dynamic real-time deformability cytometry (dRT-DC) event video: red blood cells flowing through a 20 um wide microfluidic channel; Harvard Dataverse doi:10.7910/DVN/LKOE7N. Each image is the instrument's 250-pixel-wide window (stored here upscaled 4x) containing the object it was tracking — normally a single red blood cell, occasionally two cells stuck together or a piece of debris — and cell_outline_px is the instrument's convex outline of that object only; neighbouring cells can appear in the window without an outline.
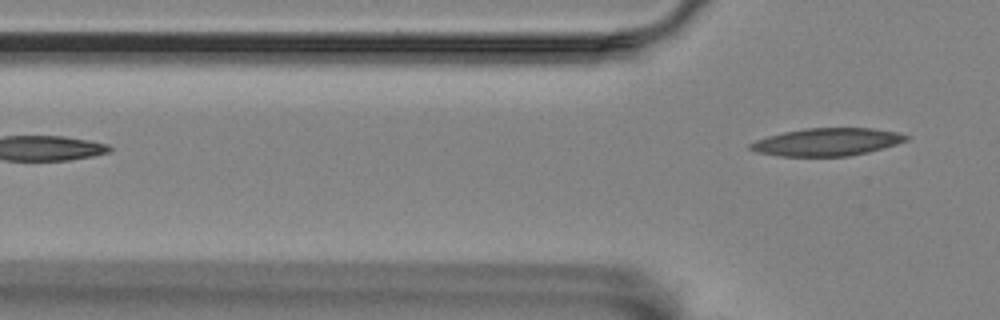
{"species": "Egyptian fruit bat (a non-hibernating species)", "species_latin": "Rousettus aegyptiacus", "temperature_condition": "room temperature", "stored_images_in_passage": 2, "camera_frame_rate_fps": 3000, "um_per_image_px": 0.085, "animal": {"sex": "female"}, "frame": {"image": 1, "passage_image": 2, "time_ms": 1.333, "image_size_px": [1000, 320], "cell_outline_px": [[912, 136], [908, 140], [884, 148], [868, 152], [848, 156], [780, 156], [756, 152], [748, 148], [748, 144], [756, 140], [768, 136], [784, 132], [804, 128], [872, 128], [896, 132]], "centroid_in_image_um": [70.3, 12.06], "position_along_channel_um": 55.5, "area_um2": 25.2}}